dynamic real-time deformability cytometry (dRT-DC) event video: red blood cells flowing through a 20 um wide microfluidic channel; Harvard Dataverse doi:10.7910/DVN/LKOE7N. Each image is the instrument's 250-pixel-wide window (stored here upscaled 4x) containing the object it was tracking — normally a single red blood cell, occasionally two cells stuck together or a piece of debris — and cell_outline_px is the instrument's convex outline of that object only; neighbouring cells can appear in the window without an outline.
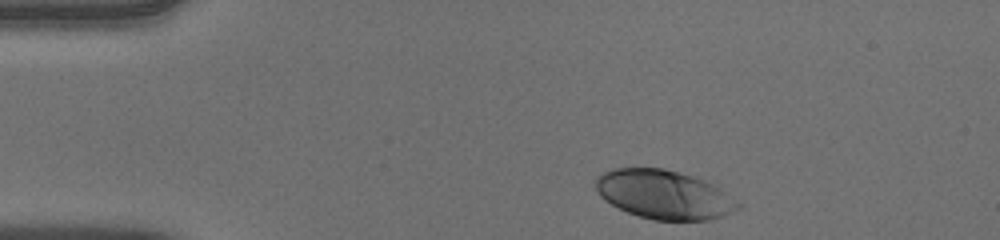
{"species": "human", "species_latin": "Homo sapiens", "temperature_condition": "warm", "stored_images_in_passage": 36, "camera_frame_rate_fps": 3000, "um_per_image_px": 0.085, "donor": {"sex": "male"}, "frame": {"image": 1, "passage_image": 1, "time_ms": 0.0, "image_size_px": [1000, 240], "cell_outline_px": [[744, 204], [740, 208], [724, 216], [708, 220], [652, 220], [628, 212], [604, 200], [600, 196], [596, 188], [596, 176], [600, 172], [612, 168], [664, 168], [692, 176], [704, 180], [720, 188]], "centroid_in_image_um": [56.46, 16.53], "position_along_channel_um": 28.5, "area_um2": 40.75}}
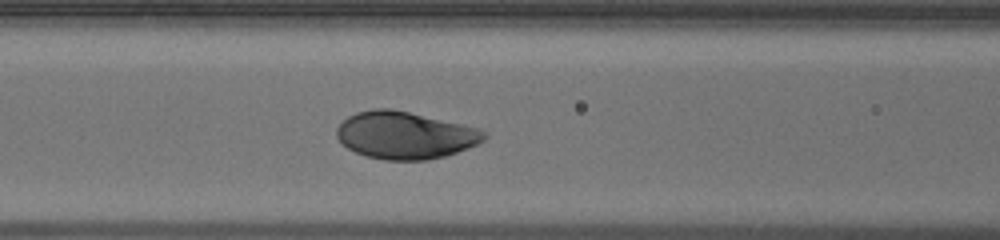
{"frame": {"image": 2, "passage_image": 14, "time_ms": 4.333, "image_size_px": [1000, 240], "cell_outline_px": [[488, 136], [484, 140], [468, 148], [444, 156], [428, 160], [384, 160], [368, 156], [356, 152], [348, 148], [336, 136], [336, 128], [348, 116], [356, 112], [372, 108], [392, 108], [480, 128], [488, 132]], "centroid_in_image_um": [34.45, 11.48], "position_along_channel_um": 132.2, "area_um2": 40.69}}
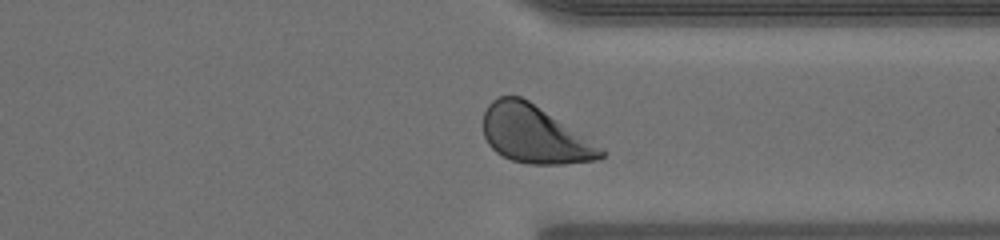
{"frame": {"image": 3, "passage_image": 32, "time_ms": 10.333, "image_size_px": [1000, 240], "cell_outline_px": [[604, 156], [600, 160], [564, 164], [528, 164], [512, 160], [496, 152], [488, 144], [484, 136], [484, 112], [488, 104], [496, 96], [520, 96], [528, 100], [604, 148]], "centroid_in_image_um": [45.44, 11.44], "position_along_channel_um": 366.0, "area_um2": 39.42}, "authors_computed_cell_mechanics": {"area_um2": 40.0843, "velocity_mm_per_s": 3.9047, "shape_relaxation_time_tau1_ms": 1.9312, "shape_relaxation_time_tau2_ms": null, "deformation_change_tau1": 0.1421, "deformation_change_tau2": null}}